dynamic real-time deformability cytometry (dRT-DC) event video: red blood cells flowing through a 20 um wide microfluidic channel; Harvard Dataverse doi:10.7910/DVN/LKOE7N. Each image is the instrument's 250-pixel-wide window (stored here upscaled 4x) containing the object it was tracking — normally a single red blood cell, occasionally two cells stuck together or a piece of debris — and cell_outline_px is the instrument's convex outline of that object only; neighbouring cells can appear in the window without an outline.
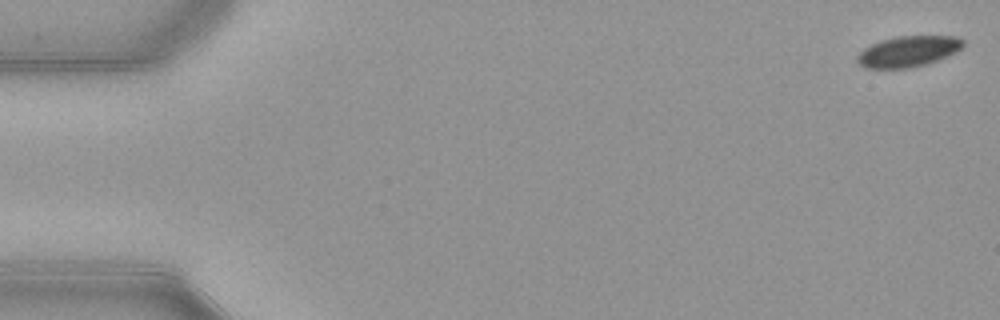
{"species": "common noctule bat (a hibernating species)", "species_latin": "Nyctalus noctula", "temperature_condition": "warm", "stored_images_in_passage": 53, "camera_frame_rate_fps": 3000, "um_per_image_px": 0.085, "animal": {"sex": "female", "body_mass_g": 21.9}, "frame": {"image": 1, "passage_image": 1, "time_ms": 0.0, "image_size_px": [1000, 320], "cell_outline_px": [[964, 44], [956, 52], [948, 56], [928, 64], [908, 68], [864, 68], [856, 60], [856, 56], [864, 48], [880, 40], [896, 36], [956, 36], [964, 40]], "centroid_in_image_um": [77.19, 4.37], "position_along_channel_um": 7.8, "area_um2": 19.13}}
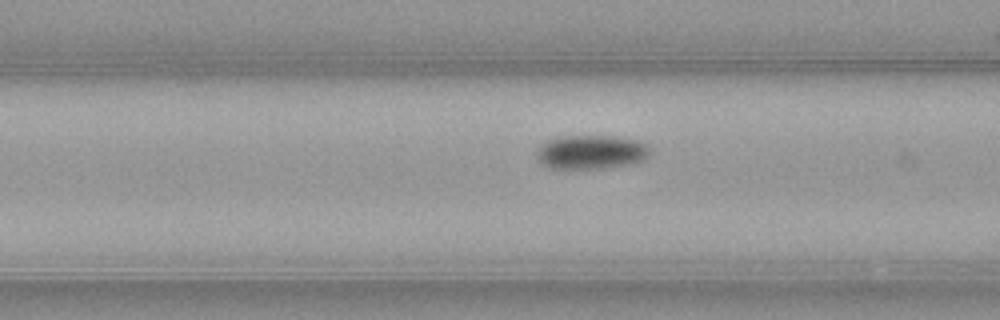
{"frame": {"image": 2, "passage_image": 21, "time_ms": 6.667, "image_size_px": [1000, 320], "cell_outline_px": [[652, 152], [644, 160], [632, 164], [600, 168], [552, 168], [540, 164], [536, 156], [536, 148], [540, 144], [556, 136], [616, 136], [636, 140], [652, 148]], "centroid_in_image_um": [50.23, 12.92], "position_along_channel_um": 116.4, "area_um2": 22.77}}
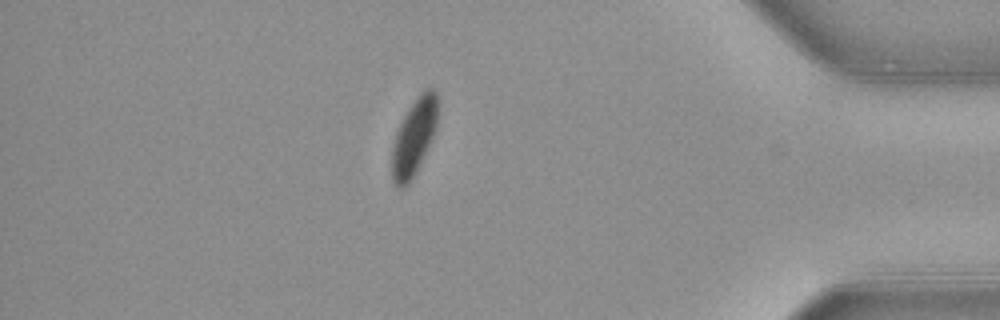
{"frame": {"image": 3, "passage_image": 46, "time_ms": 15.0, "image_size_px": [1000, 320], "cell_outline_px": [[436, 128], [432, 140], [416, 172], [408, 184], [404, 188], [396, 188], [392, 180], [392, 144], [396, 132], [408, 108], [420, 92], [424, 88], [432, 88], [436, 92]], "centroid_in_image_um": [35.17, 11.68], "position_along_channel_um": 400.0, "area_um2": 20.4}, "authors_computed_cell_mechanics": {"area_um2": 21.2126, "velocity_mm_per_s": 3.8879, "shape_relaxation_time_tau1_ms": 5.2932, "shape_relaxation_time_tau2_ms": null, "deformation_change_tau1": 0.1121, "deformation_change_tau2": null}}